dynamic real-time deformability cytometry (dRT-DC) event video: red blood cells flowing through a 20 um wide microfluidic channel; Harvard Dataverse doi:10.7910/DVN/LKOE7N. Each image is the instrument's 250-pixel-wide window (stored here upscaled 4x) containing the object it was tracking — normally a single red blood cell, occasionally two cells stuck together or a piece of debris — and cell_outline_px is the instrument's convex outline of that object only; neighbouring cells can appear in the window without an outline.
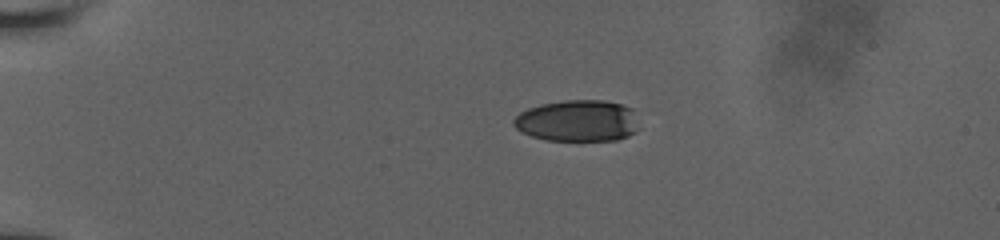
{"species": "human", "species_latin": "Homo sapiens", "temperature_condition": "room temperature", "stored_images_in_passage": 4, "camera_frame_rate_fps": 3000, "um_per_image_px": 0.085, "donor": {"sex": "male"}, "frame": {"image": 1, "passage_image": 1, "time_ms": 0.0, "image_size_px": [1000, 240], "cell_outline_px": [[636, 132], [628, 136], [616, 140], [544, 140], [520, 132], [512, 124], [512, 120], [520, 112], [528, 108], [540, 104], [564, 100], [604, 100], [620, 104], [632, 108]], "centroid_in_image_um": [49.03, 10.26], "position_along_channel_um": 36.0, "area_um2": 30.23}}
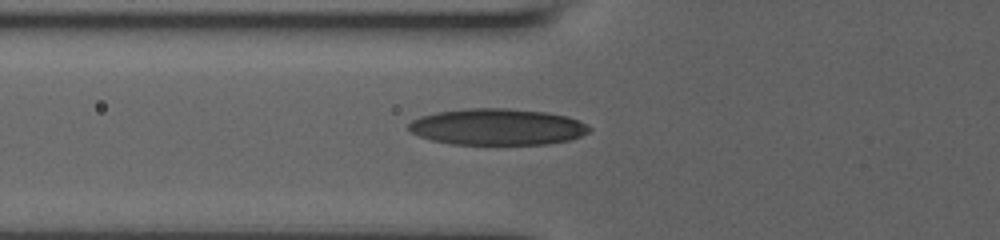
{"frame": {"image": 2, "passage_image": 4, "time_ms": 3.0, "image_size_px": [1000, 240], "cell_outline_px": [[592, 128], [588, 132], [580, 136], [568, 140], [548, 144], [452, 144], [432, 140], [420, 136], [412, 132], [408, 128], [408, 124], [412, 120], [420, 116], [436, 112], [468, 108], [508, 108], [548, 112], [568, 116], [580, 120], [588, 124]], "centroid_in_image_um": [42.3, 10.77], "position_along_channel_um": 83.5, "area_um2": 38.49}}